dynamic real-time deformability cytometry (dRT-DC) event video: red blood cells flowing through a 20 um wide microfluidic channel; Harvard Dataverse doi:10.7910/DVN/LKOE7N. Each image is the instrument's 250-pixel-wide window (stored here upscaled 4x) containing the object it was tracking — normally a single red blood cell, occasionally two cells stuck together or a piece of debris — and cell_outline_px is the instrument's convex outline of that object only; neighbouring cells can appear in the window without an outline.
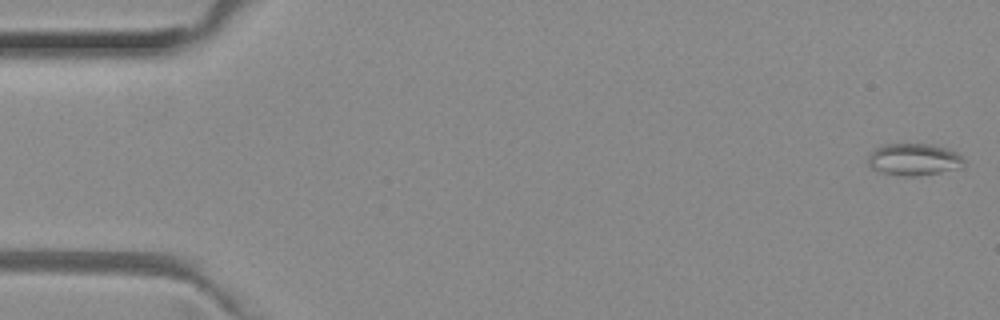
{"species": "common noctule bat (a hibernating species)", "species_latin": "Nyctalus noctula", "temperature_condition": "room temperature", "stored_images_in_passage": 51, "camera_frame_rate_fps": 3000, "um_per_image_px": 0.085, "animal": {"sex": "female", "body_mass_g": 29.2, "forearm_length_mm": 56.3}, "frame": {"image": 1, "passage_image": 1, "time_ms": 0.0, "image_size_px": [1000, 320], "cell_outline_px": [[964, 168], [916, 176], [904, 176], [884, 172], [872, 168], [868, 164], [868, 156], [876, 148], [884, 144], [928, 144], [948, 148], [964, 156]], "centroid_in_image_um": [77.75, 13.55], "position_along_channel_um": 7.3, "area_um2": 17.92}}
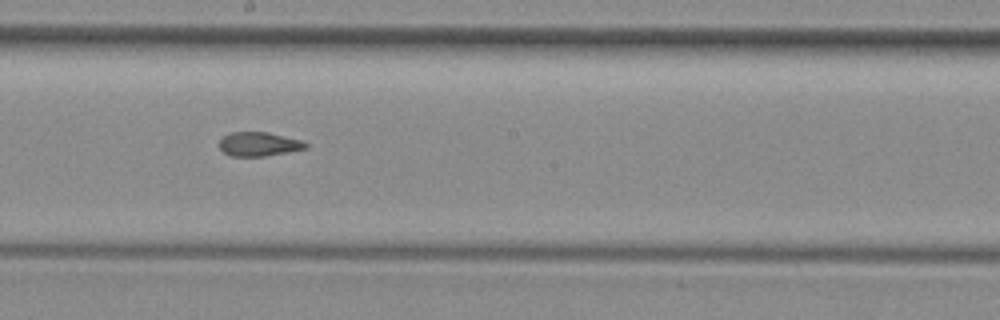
{"frame": {"image": 2, "passage_image": 28, "time_ms": 9.0, "image_size_px": [1000, 320], "cell_outline_px": [[308, 148], [288, 152], [264, 156], [232, 156], [224, 152], [220, 148], [220, 140], [228, 132], [268, 132], [304, 140], [308, 144]], "centroid_in_image_um": [22.05, 12.24], "position_along_channel_um": 226.2, "area_um2": 12.2}}
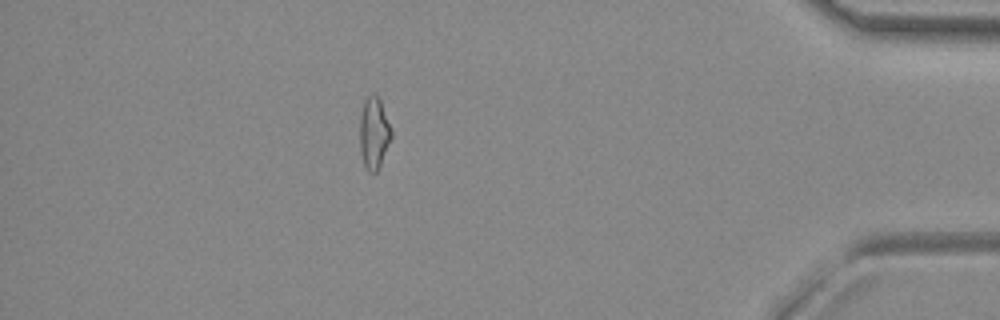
{"frame": {"image": 3, "passage_image": 45, "time_ms": 14.667, "image_size_px": [1000, 320], "cell_outline_px": [[392, 136], [380, 164], [376, 172], [368, 172], [364, 168], [360, 152], [360, 116], [364, 100], [372, 92], [380, 100], [392, 132]], "centroid_in_image_um": [31.76, 11.32], "position_along_channel_um": 403.4, "area_um2": 13.06}, "authors_computed_cell_mechanics": {"area_um2": 13.294, "velocity_mm_per_s": 4.0241, "shape_relaxation_time_tau1_ms": null, "shape_relaxation_time_tau2_ms": 2.3853, "deformation_change_tau1": null, "deformation_change_tau2": 0.0711}}